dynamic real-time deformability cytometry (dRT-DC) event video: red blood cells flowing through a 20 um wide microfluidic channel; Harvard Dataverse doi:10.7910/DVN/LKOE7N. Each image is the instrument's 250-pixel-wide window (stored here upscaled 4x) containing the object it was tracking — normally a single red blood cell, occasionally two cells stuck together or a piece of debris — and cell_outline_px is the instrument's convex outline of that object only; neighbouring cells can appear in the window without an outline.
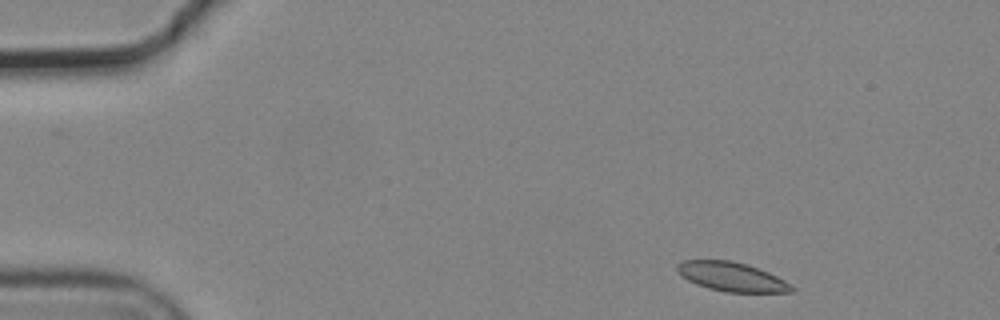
{"species": "common noctule bat (a hibernating species)", "species_latin": "Nyctalus noctula", "temperature_condition": "cold", "stored_images_in_passage": 5, "segment_of_instrument_passage": [2, 2], "camera_frame_rate_fps": 3000, "um_per_image_px": 0.085, "animal": {"sex": "male", "body_mass_g": 19.2, "forearm_length_mm": 51.8}, "frame": {"image": 1, "passage_image": 5, "time_ms": 1.333, "image_size_px": [1000, 320], "cell_outline_px": [[796, 288], [792, 292], [728, 292], [708, 288], [696, 284], [688, 280], [676, 268], [676, 264], [684, 260], [732, 260], [748, 264], [768, 272], [792, 284]], "centroid_in_image_um": [62.23, 23.52], "position_along_channel_um": 22.8, "area_um2": 19.36}}